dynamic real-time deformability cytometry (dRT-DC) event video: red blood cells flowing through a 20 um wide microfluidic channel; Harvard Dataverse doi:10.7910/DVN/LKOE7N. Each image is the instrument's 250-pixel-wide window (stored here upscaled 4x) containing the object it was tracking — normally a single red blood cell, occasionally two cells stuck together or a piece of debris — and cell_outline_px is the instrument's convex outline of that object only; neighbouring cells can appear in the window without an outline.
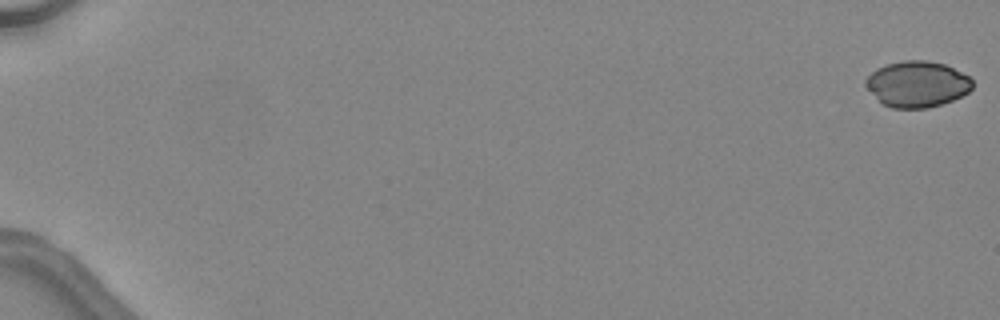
{"species": "common noctule bat (a hibernating species)", "species_latin": "Nyctalus noctula", "temperature_condition": "warm", "stored_images_in_passage": 11, "camera_frame_rate_fps": 3000, "um_per_image_px": 0.085, "animal": {"sex": "female", "body_mass_g": 24.6, "forearm_length_mm": 56.2}, "frame": {"image": 1, "passage_image": 1, "time_ms": 0.0, "image_size_px": [1000, 320], "cell_outline_px": [[972, 88], [968, 92], [952, 100], [928, 108], [892, 108], [884, 104], [864, 84], [864, 80], [876, 68], [888, 64], [904, 60], [924, 60], [944, 64], [968, 76], [972, 80]], "centroid_in_image_um": [77.95, 7.14], "position_along_channel_um": 7.0, "area_um2": 28.21}}